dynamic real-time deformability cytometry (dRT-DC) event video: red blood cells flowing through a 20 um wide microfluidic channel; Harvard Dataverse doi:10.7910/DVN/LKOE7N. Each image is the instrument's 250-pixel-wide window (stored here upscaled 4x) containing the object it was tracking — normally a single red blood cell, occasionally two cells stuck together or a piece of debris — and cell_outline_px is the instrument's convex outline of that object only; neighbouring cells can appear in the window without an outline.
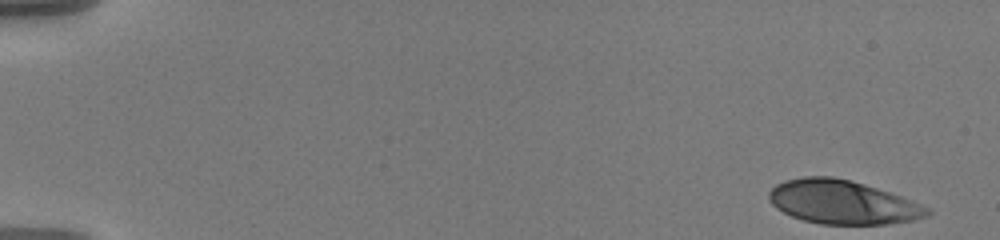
{"species": "human", "species_latin": "Homo sapiens", "temperature_condition": "warm", "stored_images_in_passage": 55, "camera_frame_rate_fps": 3000, "um_per_image_px": 0.085, "donor": {"sex": "male"}, "frame": {"image": 1, "passage_image": 1, "time_ms": 0.0, "image_size_px": [1000, 240], "cell_outline_px": [[932, 212], [928, 216], [916, 220], [888, 224], [820, 224], [804, 220], [792, 216], [776, 208], [768, 200], [768, 192], [776, 184], [784, 180], [804, 176], [832, 176], [852, 180], [900, 196], [920, 204], [928, 208]], "centroid_in_image_um": [71.59, 17.18], "position_along_channel_um": 13.4, "area_um2": 40.4}}
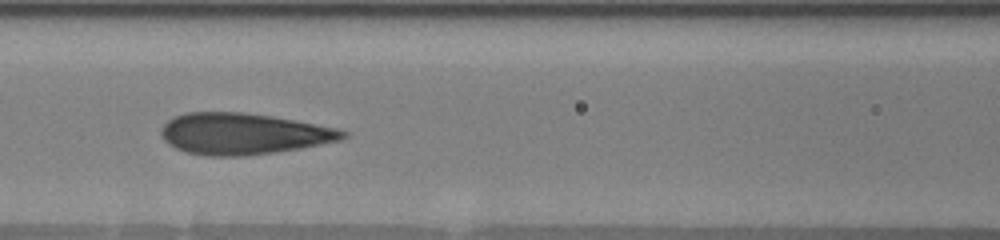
{"frame": {"image": 2, "passage_image": 25, "time_ms": 8.0, "image_size_px": [1000, 240], "cell_outline_px": [[348, 136], [340, 140], [300, 148], [276, 152], [244, 156], [208, 156], [188, 152], [176, 148], [168, 144], [160, 136], [160, 128], [172, 116], [184, 112], [244, 112], [272, 116], [296, 120], [336, 128], [348, 132]], "centroid_in_image_um": [20.64, 11.36], "position_along_channel_um": 146.0, "area_um2": 43.93}}
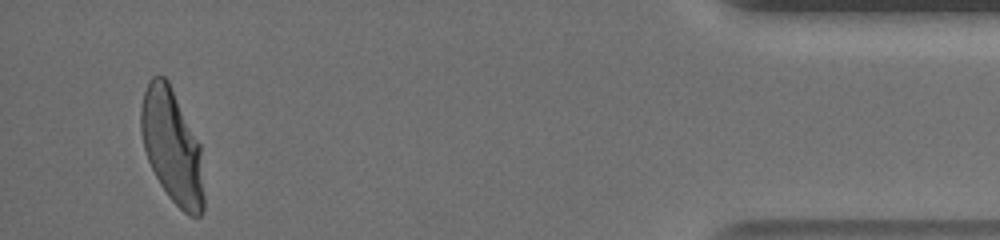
{"frame": {"image": 3, "passage_image": 53, "time_ms": 17.333, "image_size_px": [1000, 240], "cell_outline_px": [[204, 208], [200, 216], [188, 216], [168, 196], [160, 184], [148, 160], [144, 148], [140, 132], [140, 108], [144, 92], [148, 80], [152, 76], [164, 76], [168, 80], [200, 144], [204, 196]], "centroid_in_image_um": [14.61, 12.44], "position_along_channel_um": 420.6, "area_um2": 41.73}, "authors_computed_cell_mechanics": {"area_um2": 42.194, "velocity_mm_per_s": 3.5825, "shape_relaxation_time_tau1_ms": 4.4691, "shape_relaxation_time_tau2_ms": null, "deformation_change_tau1": 0.2158, "deformation_change_tau2": null}}